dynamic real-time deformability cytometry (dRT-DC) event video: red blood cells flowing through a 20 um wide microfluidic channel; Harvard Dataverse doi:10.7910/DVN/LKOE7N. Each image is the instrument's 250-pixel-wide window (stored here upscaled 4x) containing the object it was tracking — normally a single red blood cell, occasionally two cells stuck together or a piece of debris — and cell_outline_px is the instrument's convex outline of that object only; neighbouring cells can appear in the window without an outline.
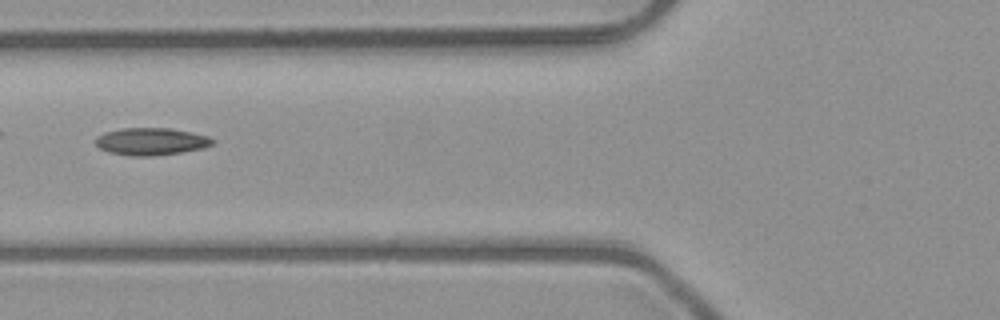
{"species": "common noctule bat (a hibernating species)", "species_latin": "Nyctalus noctula", "temperature_condition": "room temperature", "stored_images_in_passage": 47, "camera_frame_rate_fps": 3000, "um_per_image_px": 0.085, "animal": {"sex": "male", "body_mass_g": 23.1, "forearm_length_mm": 52.7}, "frame": {"image": 1, "passage_image": 16, "time_ms": 5.0, "image_size_px": [1000, 320], "cell_outline_px": [[216, 140], [212, 144], [204, 148], [180, 152], [152, 156], [132, 156], [108, 152], [100, 148], [96, 144], [96, 136], [104, 132], [124, 128], [168, 128], [192, 132], [208, 136]], "centroid_in_image_um": [12.85, 12.02], "position_along_channel_um": 113.0, "area_um2": 18.61}}
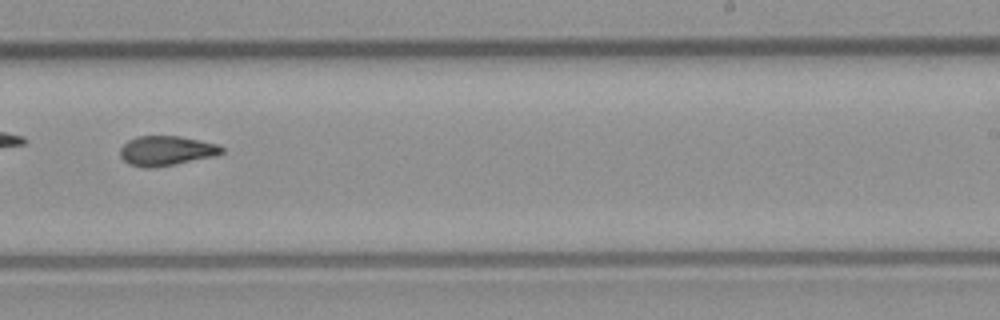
{"frame": {"image": 2, "passage_image": 28, "time_ms": 9.0, "image_size_px": [1000, 320], "cell_outline_px": [[224, 152], [216, 156], [156, 168], [144, 168], [128, 164], [120, 156], [120, 148], [128, 140], [136, 136], [180, 136], [220, 144], [224, 148]], "centroid_in_image_um": [14.16, 12.82], "position_along_channel_um": 274.8, "area_um2": 17.92}}
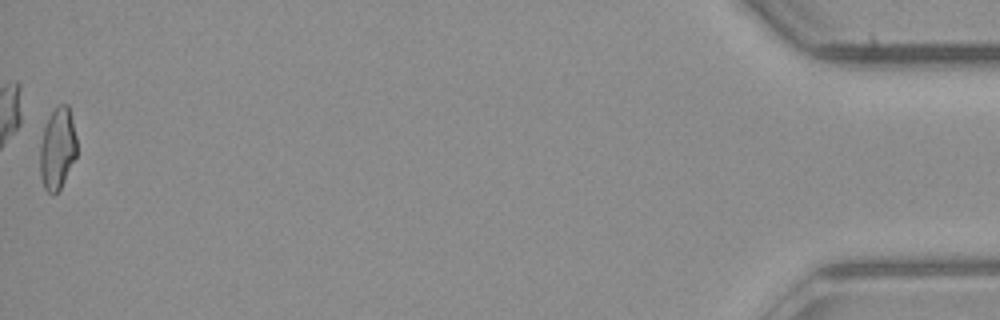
{"frame": {"image": 3, "passage_image": 47, "time_ms": 15.333, "image_size_px": [1000, 320], "cell_outline_px": [[76, 156], [60, 188], [52, 196], [44, 188], [40, 176], [40, 144], [44, 128], [52, 112], [60, 104], [68, 104], [76, 136]], "centroid_in_image_um": [4.87, 12.65], "position_along_channel_um": 430.3, "area_um2": 17.28}, "authors_computed_cell_mechanics": {"area_um2": 17.8024, "velocity_mm_per_s": 4.0383, "shape_relaxation_time_tau1_ms": 6.4537, "shape_relaxation_time_tau2_ms": 2.1912, "deformation_change_tau1": 0.1799, "deformation_change_tau2": 0.0877}}